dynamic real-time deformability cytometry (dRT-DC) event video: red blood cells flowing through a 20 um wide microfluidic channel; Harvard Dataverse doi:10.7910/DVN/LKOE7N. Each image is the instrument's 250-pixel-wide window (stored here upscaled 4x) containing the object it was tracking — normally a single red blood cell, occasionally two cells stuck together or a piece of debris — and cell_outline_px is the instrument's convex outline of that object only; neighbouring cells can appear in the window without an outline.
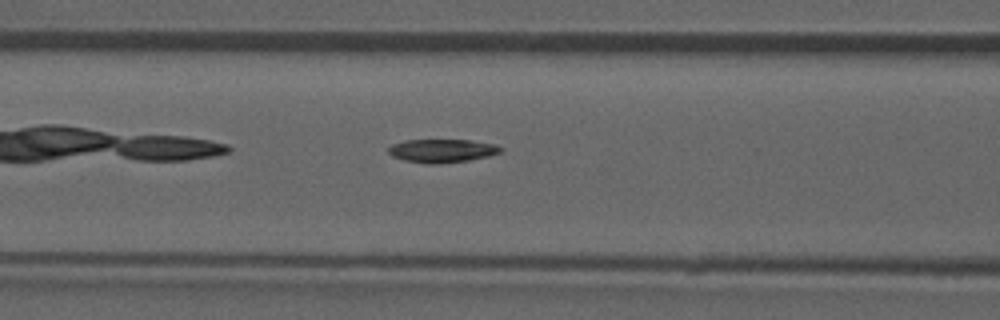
{"species": "common noctule bat (a hibernating species)", "species_latin": "Nyctalus noctula", "temperature_condition": "room temperature", "stored_images_in_passage": 37, "camera_frame_rate_fps": 3000, "um_per_image_px": 0.085, "animal": {"sex": "male", "forearm_length_mm": 52.5}, "frame": {"image": 1, "passage_image": 6, "time_ms": 1.667, "image_size_px": [1000, 320], "cell_outline_px": [[504, 148], [500, 152], [488, 156], [468, 160], [432, 164], [428, 164], [404, 160], [392, 156], [388, 152], [388, 148], [392, 144], [404, 140], [472, 140], [496, 144]], "centroid_in_image_um": [37.57, 12.8], "position_along_channel_um": 129.0, "area_um2": 15.26}}
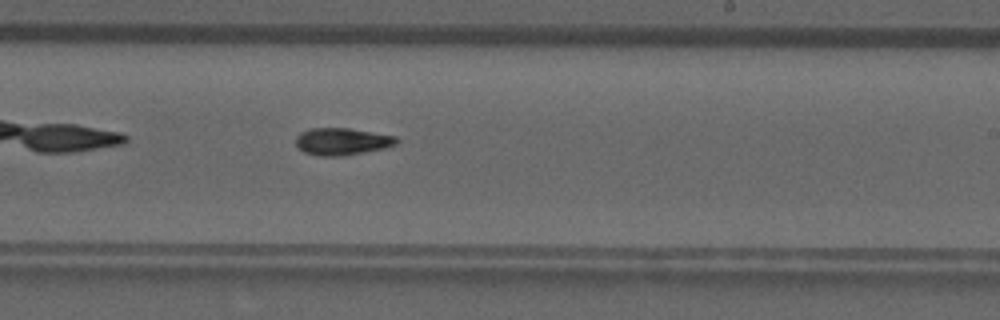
{"frame": {"image": 2, "passage_image": 16, "time_ms": 5.0, "image_size_px": [1000, 320], "cell_outline_px": [[400, 140], [396, 144], [384, 148], [336, 156], [320, 156], [304, 152], [296, 144], [296, 136], [300, 132], [308, 128], [348, 128], [396, 136]], "centroid_in_image_um": [29.05, 12.01], "position_along_channel_um": 260.0, "area_um2": 15.72}}
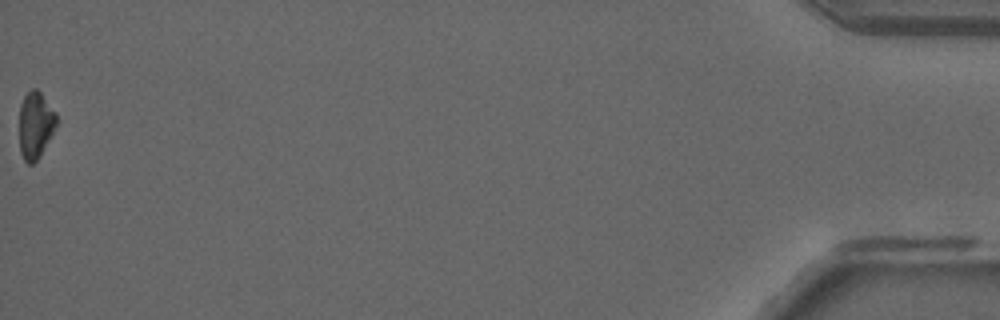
{"frame": {"image": 3, "passage_image": 37, "time_ms": 12.0, "image_size_px": [1000, 320], "cell_outline_px": [[56, 124], [40, 156], [32, 164], [28, 164], [24, 160], [20, 152], [20, 104], [24, 96], [32, 88], [36, 88], [40, 92], [56, 112]], "centroid_in_image_um": [3.0, 10.62], "position_along_channel_um": 432.2, "area_um2": 14.22}, "authors_computed_cell_mechanics": {"area_um2": 15.2014, "velocity_mm_per_s": 3.9399, "shape_relaxation_time_tau1_ms": 7.3765, "shape_relaxation_time_tau2_ms": 8.3331, "deformation_change_tau1": 0.2098, "deformation_change_tau2": 0.1815}}